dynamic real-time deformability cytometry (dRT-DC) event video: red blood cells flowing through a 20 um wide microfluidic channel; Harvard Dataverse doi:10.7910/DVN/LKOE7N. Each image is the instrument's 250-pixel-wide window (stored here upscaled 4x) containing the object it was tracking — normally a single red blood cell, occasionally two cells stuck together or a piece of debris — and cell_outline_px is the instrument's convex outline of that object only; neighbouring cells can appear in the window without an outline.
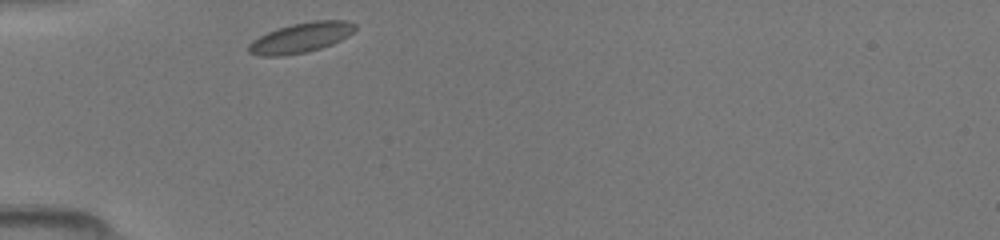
{"species": "common noctule bat (a hibernating species)", "species_latin": "Nyctalus noctula", "temperature_condition": "room temperature", "stored_images_in_passage": 28, "camera_frame_rate_fps": 3000, "um_per_image_px": 0.085, "animal": {"sex": "female", "body_mass_g": 19.5, "forearm_length_mm": 54.1}, "frame": {"image": 1, "passage_image": 1, "time_ms": 0.0, "image_size_px": [1000, 240], "cell_outline_px": [[356, 28], [348, 36], [332, 44], [320, 48], [304, 52], [280, 56], [260, 56], [248, 52], [248, 44], [252, 40], [268, 32], [292, 24], [312, 20], [348, 20], [356, 24]], "centroid_in_image_um": [25.58, 3.19], "position_along_channel_um": 59.4, "area_um2": 18.5}}
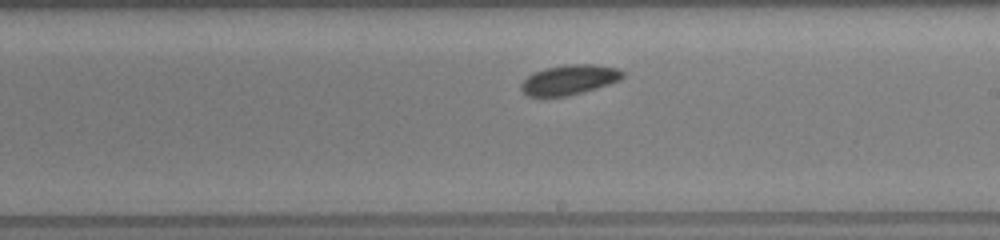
{"frame": {"image": 2, "passage_image": 15, "time_ms": 4.667, "image_size_px": [1000, 240], "cell_outline_px": [[624, 76], [620, 80], [596, 88], [568, 96], [528, 96], [520, 88], [520, 84], [532, 72], [544, 68], [564, 64], [596, 64], [620, 68], [624, 72]], "centroid_in_image_um": [48.4, 6.76], "position_along_channel_um": 240.6, "area_um2": 17.86}}
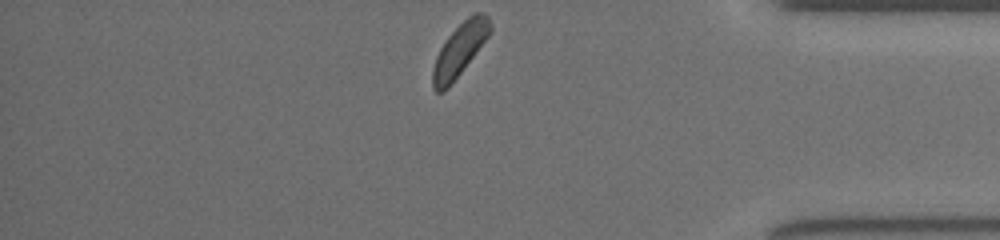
{"frame": {"image": 3, "passage_image": 28, "time_ms": 9.0, "image_size_px": [1000, 240], "cell_outline_px": [[492, 32], [448, 88], [444, 92], [436, 92], [432, 88], [432, 68], [436, 56], [440, 48], [448, 36], [468, 16], [476, 12], [484, 12], [488, 16], [492, 24]], "centroid_in_image_um": [39.08, 4.23], "position_along_channel_um": 396.1, "area_um2": 17.63}}